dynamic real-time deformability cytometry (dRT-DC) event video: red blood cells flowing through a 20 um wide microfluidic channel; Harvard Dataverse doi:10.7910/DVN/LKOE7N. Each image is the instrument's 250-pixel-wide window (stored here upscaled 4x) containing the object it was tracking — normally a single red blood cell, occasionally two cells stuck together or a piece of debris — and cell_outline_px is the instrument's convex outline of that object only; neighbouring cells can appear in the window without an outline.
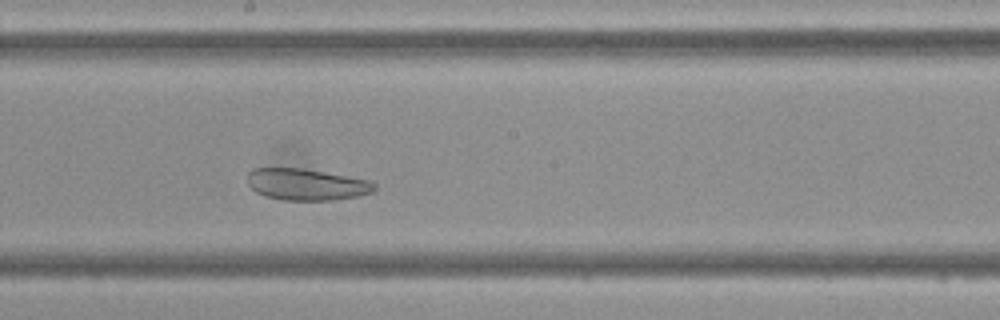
{"species": "Egyptian fruit bat (a non-hibernating species)", "species_latin": "Rousettus aegyptiacus", "temperature_condition": "cold", "stored_images_in_passage": 40, "camera_frame_rate_fps": 3000, "um_per_image_px": 0.085, "frame": {"image": 1, "passage_image": 18, "time_ms": 5.667, "image_size_px": [1000, 320], "cell_outline_px": [[376, 188], [372, 192], [360, 196], [332, 200], [284, 200], [264, 196], [256, 192], [248, 184], [248, 172], [252, 168], [304, 168], [372, 180], [376, 184]], "centroid_in_image_um": [26.08, 15.67], "position_along_channel_um": 222.1, "area_um2": 23.64}}
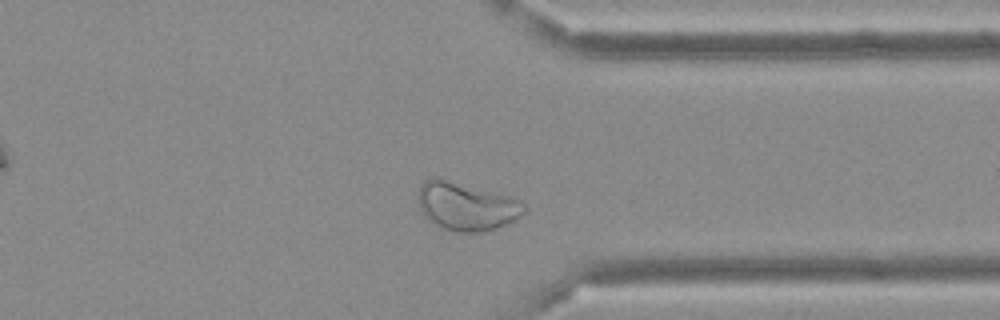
{"frame": {"image": 2, "passage_image": 29, "time_ms": 9.333, "image_size_px": [1000, 320], "cell_outline_px": [[528, 208], [516, 220], [496, 228], [476, 232], [460, 232], [444, 228], [432, 224], [424, 216], [420, 208], [416, 196], [420, 184], [424, 180], [432, 176], [440, 176], [512, 196], [520, 200]], "centroid_in_image_um": [39.61, 17.48], "position_along_channel_um": 371.8, "area_um2": 30.63}}
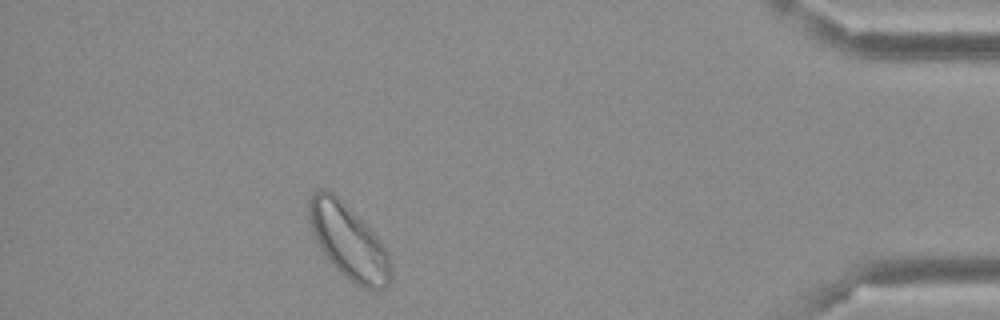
{"frame": {"image": 3, "passage_image": 35, "time_ms": 11.333, "image_size_px": [1000, 320], "cell_outline_px": [[392, 280], [380, 292], [376, 292], [360, 288], [352, 284], [332, 264], [316, 240], [308, 220], [308, 196], [320, 188], [328, 188], [380, 240], [388, 252], [392, 264]], "centroid_in_image_um": [29.64, 20.6], "position_along_channel_um": 405.6, "area_um2": 35.72}}